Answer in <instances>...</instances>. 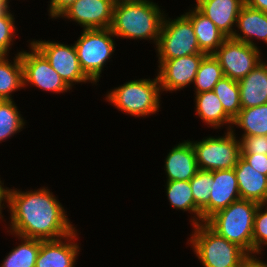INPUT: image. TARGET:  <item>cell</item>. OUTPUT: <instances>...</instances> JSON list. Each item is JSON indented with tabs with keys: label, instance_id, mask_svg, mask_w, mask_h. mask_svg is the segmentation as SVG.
<instances>
[{
	"label": "cell",
	"instance_id": "1",
	"mask_svg": "<svg viewBox=\"0 0 267 267\" xmlns=\"http://www.w3.org/2000/svg\"><path fill=\"white\" fill-rule=\"evenodd\" d=\"M64 207L48 186L27 190L9 187L10 217L5 220L8 224H3L4 231L42 241L64 238L77 228Z\"/></svg>",
	"mask_w": 267,
	"mask_h": 267
},
{
	"label": "cell",
	"instance_id": "2",
	"mask_svg": "<svg viewBox=\"0 0 267 267\" xmlns=\"http://www.w3.org/2000/svg\"><path fill=\"white\" fill-rule=\"evenodd\" d=\"M161 7L154 0L116 3L110 29L117 39L145 40L143 42L147 40L156 47L167 12Z\"/></svg>",
	"mask_w": 267,
	"mask_h": 267
},
{
	"label": "cell",
	"instance_id": "3",
	"mask_svg": "<svg viewBox=\"0 0 267 267\" xmlns=\"http://www.w3.org/2000/svg\"><path fill=\"white\" fill-rule=\"evenodd\" d=\"M154 78L129 80L103 94L104 100L118 111L134 118L146 119L162 109L161 87L157 74Z\"/></svg>",
	"mask_w": 267,
	"mask_h": 267
},
{
	"label": "cell",
	"instance_id": "4",
	"mask_svg": "<svg viewBox=\"0 0 267 267\" xmlns=\"http://www.w3.org/2000/svg\"><path fill=\"white\" fill-rule=\"evenodd\" d=\"M188 245L203 267H242L249 255L213 231L205 222L192 225Z\"/></svg>",
	"mask_w": 267,
	"mask_h": 267
},
{
	"label": "cell",
	"instance_id": "5",
	"mask_svg": "<svg viewBox=\"0 0 267 267\" xmlns=\"http://www.w3.org/2000/svg\"><path fill=\"white\" fill-rule=\"evenodd\" d=\"M258 205L259 203L252 200L239 199L213 214L205 223L217 234L253 256L252 233Z\"/></svg>",
	"mask_w": 267,
	"mask_h": 267
},
{
	"label": "cell",
	"instance_id": "6",
	"mask_svg": "<svg viewBox=\"0 0 267 267\" xmlns=\"http://www.w3.org/2000/svg\"><path fill=\"white\" fill-rule=\"evenodd\" d=\"M116 39L110 28H103L81 30V35L74 41L80 67L95 86H98L107 62H112Z\"/></svg>",
	"mask_w": 267,
	"mask_h": 267
},
{
	"label": "cell",
	"instance_id": "7",
	"mask_svg": "<svg viewBox=\"0 0 267 267\" xmlns=\"http://www.w3.org/2000/svg\"><path fill=\"white\" fill-rule=\"evenodd\" d=\"M237 135L235 131L225 130L222 136L218 133L217 136H205L200 140L189 139L198 168L208 171L234 168L241 157V144Z\"/></svg>",
	"mask_w": 267,
	"mask_h": 267
},
{
	"label": "cell",
	"instance_id": "8",
	"mask_svg": "<svg viewBox=\"0 0 267 267\" xmlns=\"http://www.w3.org/2000/svg\"><path fill=\"white\" fill-rule=\"evenodd\" d=\"M158 61L202 53L191 21L184 15L170 18L165 14L159 40L154 48Z\"/></svg>",
	"mask_w": 267,
	"mask_h": 267
},
{
	"label": "cell",
	"instance_id": "9",
	"mask_svg": "<svg viewBox=\"0 0 267 267\" xmlns=\"http://www.w3.org/2000/svg\"><path fill=\"white\" fill-rule=\"evenodd\" d=\"M29 40H27L29 50L22 49L20 52L24 90L32 86L47 93H55V95L73 92L52 68L45 56Z\"/></svg>",
	"mask_w": 267,
	"mask_h": 267
},
{
	"label": "cell",
	"instance_id": "10",
	"mask_svg": "<svg viewBox=\"0 0 267 267\" xmlns=\"http://www.w3.org/2000/svg\"><path fill=\"white\" fill-rule=\"evenodd\" d=\"M49 61L52 68L60 75L64 82L71 88L76 84L94 83L84 74L80 67L75 45L62 42L31 39L29 40Z\"/></svg>",
	"mask_w": 267,
	"mask_h": 267
},
{
	"label": "cell",
	"instance_id": "11",
	"mask_svg": "<svg viewBox=\"0 0 267 267\" xmlns=\"http://www.w3.org/2000/svg\"><path fill=\"white\" fill-rule=\"evenodd\" d=\"M261 51L262 49L228 37L213 56L219 61L224 76L238 82L264 59Z\"/></svg>",
	"mask_w": 267,
	"mask_h": 267
},
{
	"label": "cell",
	"instance_id": "12",
	"mask_svg": "<svg viewBox=\"0 0 267 267\" xmlns=\"http://www.w3.org/2000/svg\"><path fill=\"white\" fill-rule=\"evenodd\" d=\"M205 53L157 61V71L161 91L177 93L193 84L196 73Z\"/></svg>",
	"mask_w": 267,
	"mask_h": 267
},
{
	"label": "cell",
	"instance_id": "13",
	"mask_svg": "<svg viewBox=\"0 0 267 267\" xmlns=\"http://www.w3.org/2000/svg\"><path fill=\"white\" fill-rule=\"evenodd\" d=\"M114 5L112 0H76L58 20L77 23L82 30L110 28Z\"/></svg>",
	"mask_w": 267,
	"mask_h": 267
},
{
	"label": "cell",
	"instance_id": "14",
	"mask_svg": "<svg viewBox=\"0 0 267 267\" xmlns=\"http://www.w3.org/2000/svg\"><path fill=\"white\" fill-rule=\"evenodd\" d=\"M76 229L68 236L57 240H40V250L36 258L35 267H76L79 254L82 252Z\"/></svg>",
	"mask_w": 267,
	"mask_h": 267
},
{
	"label": "cell",
	"instance_id": "15",
	"mask_svg": "<svg viewBox=\"0 0 267 267\" xmlns=\"http://www.w3.org/2000/svg\"><path fill=\"white\" fill-rule=\"evenodd\" d=\"M214 184L209 203L201 210V223L231 203L241 199L234 168L212 171Z\"/></svg>",
	"mask_w": 267,
	"mask_h": 267
},
{
	"label": "cell",
	"instance_id": "16",
	"mask_svg": "<svg viewBox=\"0 0 267 267\" xmlns=\"http://www.w3.org/2000/svg\"><path fill=\"white\" fill-rule=\"evenodd\" d=\"M166 181H190L198 172L194 148L187 140L179 141L169 149L164 159Z\"/></svg>",
	"mask_w": 267,
	"mask_h": 267
},
{
	"label": "cell",
	"instance_id": "17",
	"mask_svg": "<svg viewBox=\"0 0 267 267\" xmlns=\"http://www.w3.org/2000/svg\"><path fill=\"white\" fill-rule=\"evenodd\" d=\"M194 6L228 38L232 37L245 0H195Z\"/></svg>",
	"mask_w": 267,
	"mask_h": 267
},
{
	"label": "cell",
	"instance_id": "18",
	"mask_svg": "<svg viewBox=\"0 0 267 267\" xmlns=\"http://www.w3.org/2000/svg\"><path fill=\"white\" fill-rule=\"evenodd\" d=\"M233 39L260 49L261 42L267 46V13L244 4L238 14ZM258 41V42H257Z\"/></svg>",
	"mask_w": 267,
	"mask_h": 267
},
{
	"label": "cell",
	"instance_id": "19",
	"mask_svg": "<svg viewBox=\"0 0 267 267\" xmlns=\"http://www.w3.org/2000/svg\"><path fill=\"white\" fill-rule=\"evenodd\" d=\"M194 95V115L202 123L208 128L217 130V133L223 128L231 130L233 119L225 112L222 103L213 90Z\"/></svg>",
	"mask_w": 267,
	"mask_h": 267
},
{
	"label": "cell",
	"instance_id": "20",
	"mask_svg": "<svg viewBox=\"0 0 267 267\" xmlns=\"http://www.w3.org/2000/svg\"><path fill=\"white\" fill-rule=\"evenodd\" d=\"M266 61L264 58L244 78L238 81L242 108L256 107L267 103Z\"/></svg>",
	"mask_w": 267,
	"mask_h": 267
},
{
	"label": "cell",
	"instance_id": "21",
	"mask_svg": "<svg viewBox=\"0 0 267 267\" xmlns=\"http://www.w3.org/2000/svg\"><path fill=\"white\" fill-rule=\"evenodd\" d=\"M234 172L238 182L240 198L267 204V176L252 168L242 157L239 158Z\"/></svg>",
	"mask_w": 267,
	"mask_h": 267
},
{
	"label": "cell",
	"instance_id": "22",
	"mask_svg": "<svg viewBox=\"0 0 267 267\" xmlns=\"http://www.w3.org/2000/svg\"><path fill=\"white\" fill-rule=\"evenodd\" d=\"M183 14L191 21L202 53L213 55L227 38L217 26L194 5Z\"/></svg>",
	"mask_w": 267,
	"mask_h": 267
},
{
	"label": "cell",
	"instance_id": "23",
	"mask_svg": "<svg viewBox=\"0 0 267 267\" xmlns=\"http://www.w3.org/2000/svg\"><path fill=\"white\" fill-rule=\"evenodd\" d=\"M166 197L174 210L188 212L190 225L201 223V209L194 203L192 188L189 181H166ZM193 215V216H192Z\"/></svg>",
	"mask_w": 267,
	"mask_h": 267
},
{
	"label": "cell",
	"instance_id": "24",
	"mask_svg": "<svg viewBox=\"0 0 267 267\" xmlns=\"http://www.w3.org/2000/svg\"><path fill=\"white\" fill-rule=\"evenodd\" d=\"M20 52V50L14 52L13 57L0 56V100H13L12 95L24 89Z\"/></svg>",
	"mask_w": 267,
	"mask_h": 267
},
{
	"label": "cell",
	"instance_id": "25",
	"mask_svg": "<svg viewBox=\"0 0 267 267\" xmlns=\"http://www.w3.org/2000/svg\"><path fill=\"white\" fill-rule=\"evenodd\" d=\"M236 128L241 130L239 137L267 135V103L256 107L242 108L233 119L231 131H238L235 130Z\"/></svg>",
	"mask_w": 267,
	"mask_h": 267
},
{
	"label": "cell",
	"instance_id": "26",
	"mask_svg": "<svg viewBox=\"0 0 267 267\" xmlns=\"http://www.w3.org/2000/svg\"><path fill=\"white\" fill-rule=\"evenodd\" d=\"M15 237L16 246L5 255L0 267H35L36 258L40 250V240L22 237L8 232L6 235Z\"/></svg>",
	"mask_w": 267,
	"mask_h": 267
},
{
	"label": "cell",
	"instance_id": "27",
	"mask_svg": "<svg viewBox=\"0 0 267 267\" xmlns=\"http://www.w3.org/2000/svg\"><path fill=\"white\" fill-rule=\"evenodd\" d=\"M16 102L13 100H0V144L19 134L27 126Z\"/></svg>",
	"mask_w": 267,
	"mask_h": 267
},
{
	"label": "cell",
	"instance_id": "28",
	"mask_svg": "<svg viewBox=\"0 0 267 267\" xmlns=\"http://www.w3.org/2000/svg\"><path fill=\"white\" fill-rule=\"evenodd\" d=\"M224 76L219 61L213 55H206L198 68L194 82L193 94L211 91Z\"/></svg>",
	"mask_w": 267,
	"mask_h": 267
},
{
	"label": "cell",
	"instance_id": "29",
	"mask_svg": "<svg viewBox=\"0 0 267 267\" xmlns=\"http://www.w3.org/2000/svg\"><path fill=\"white\" fill-rule=\"evenodd\" d=\"M213 91L222 103L225 112L234 119L242 109L238 82L223 76L214 86Z\"/></svg>",
	"mask_w": 267,
	"mask_h": 267
},
{
	"label": "cell",
	"instance_id": "30",
	"mask_svg": "<svg viewBox=\"0 0 267 267\" xmlns=\"http://www.w3.org/2000/svg\"><path fill=\"white\" fill-rule=\"evenodd\" d=\"M189 182L194 203L202 210L209 203L210 191L214 184L212 171L199 169Z\"/></svg>",
	"mask_w": 267,
	"mask_h": 267
},
{
	"label": "cell",
	"instance_id": "31",
	"mask_svg": "<svg viewBox=\"0 0 267 267\" xmlns=\"http://www.w3.org/2000/svg\"><path fill=\"white\" fill-rule=\"evenodd\" d=\"M252 235L253 256L264 255V247H267V204H259L256 209Z\"/></svg>",
	"mask_w": 267,
	"mask_h": 267
},
{
	"label": "cell",
	"instance_id": "32",
	"mask_svg": "<svg viewBox=\"0 0 267 267\" xmlns=\"http://www.w3.org/2000/svg\"><path fill=\"white\" fill-rule=\"evenodd\" d=\"M11 8L0 17V56H11L13 49L12 46L15 44L14 41L17 39V21ZM16 21V22H15ZM16 23V24H15Z\"/></svg>",
	"mask_w": 267,
	"mask_h": 267
},
{
	"label": "cell",
	"instance_id": "33",
	"mask_svg": "<svg viewBox=\"0 0 267 267\" xmlns=\"http://www.w3.org/2000/svg\"><path fill=\"white\" fill-rule=\"evenodd\" d=\"M241 144V154L267 155V135L238 137Z\"/></svg>",
	"mask_w": 267,
	"mask_h": 267
},
{
	"label": "cell",
	"instance_id": "34",
	"mask_svg": "<svg viewBox=\"0 0 267 267\" xmlns=\"http://www.w3.org/2000/svg\"><path fill=\"white\" fill-rule=\"evenodd\" d=\"M76 0H49L48 1V19H59V17L75 2ZM50 3V4H49Z\"/></svg>",
	"mask_w": 267,
	"mask_h": 267
},
{
	"label": "cell",
	"instance_id": "35",
	"mask_svg": "<svg viewBox=\"0 0 267 267\" xmlns=\"http://www.w3.org/2000/svg\"><path fill=\"white\" fill-rule=\"evenodd\" d=\"M241 157L260 174L267 176V155L241 154Z\"/></svg>",
	"mask_w": 267,
	"mask_h": 267
},
{
	"label": "cell",
	"instance_id": "36",
	"mask_svg": "<svg viewBox=\"0 0 267 267\" xmlns=\"http://www.w3.org/2000/svg\"><path fill=\"white\" fill-rule=\"evenodd\" d=\"M0 178V224L5 222V216L3 215V210L7 208V201H8V189L6 185L4 186V180ZM6 205V206H5Z\"/></svg>",
	"mask_w": 267,
	"mask_h": 267
},
{
	"label": "cell",
	"instance_id": "37",
	"mask_svg": "<svg viewBox=\"0 0 267 267\" xmlns=\"http://www.w3.org/2000/svg\"><path fill=\"white\" fill-rule=\"evenodd\" d=\"M260 255L249 256L242 264V267H267V260Z\"/></svg>",
	"mask_w": 267,
	"mask_h": 267
},
{
	"label": "cell",
	"instance_id": "38",
	"mask_svg": "<svg viewBox=\"0 0 267 267\" xmlns=\"http://www.w3.org/2000/svg\"><path fill=\"white\" fill-rule=\"evenodd\" d=\"M245 4L258 9L259 11L267 13V0H245Z\"/></svg>",
	"mask_w": 267,
	"mask_h": 267
},
{
	"label": "cell",
	"instance_id": "39",
	"mask_svg": "<svg viewBox=\"0 0 267 267\" xmlns=\"http://www.w3.org/2000/svg\"><path fill=\"white\" fill-rule=\"evenodd\" d=\"M11 7L9 4H0V17H2Z\"/></svg>",
	"mask_w": 267,
	"mask_h": 267
},
{
	"label": "cell",
	"instance_id": "40",
	"mask_svg": "<svg viewBox=\"0 0 267 267\" xmlns=\"http://www.w3.org/2000/svg\"><path fill=\"white\" fill-rule=\"evenodd\" d=\"M115 4L119 2H127V1H134V0H112Z\"/></svg>",
	"mask_w": 267,
	"mask_h": 267
},
{
	"label": "cell",
	"instance_id": "41",
	"mask_svg": "<svg viewBox=\"0 0 267 267\" xmlns=\"http://www.w3.org/2000/svg\"><path fill=\"white\" fill-rule=\"evenodd\" d=\"M10 1L9 0H0V4H9Z\"/></svg>",
	"mask_w": 267,
	"mask_h": 267
}]
</instances>
